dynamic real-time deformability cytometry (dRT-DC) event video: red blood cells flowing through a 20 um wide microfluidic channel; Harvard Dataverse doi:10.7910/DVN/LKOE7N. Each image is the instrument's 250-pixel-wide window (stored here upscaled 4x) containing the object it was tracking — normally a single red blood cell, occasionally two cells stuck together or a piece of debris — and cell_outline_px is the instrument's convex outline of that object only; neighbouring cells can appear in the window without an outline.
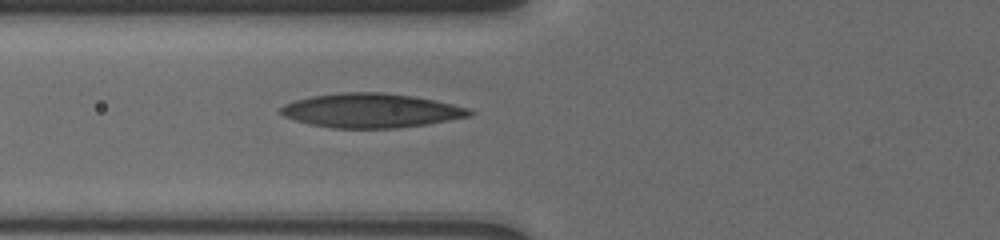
{"species": "human", "species_latin": "Homo sapiens", "temperature_condition": "cold", "stored_images_in_passage": 9, "camera_frame_rate_fps": 3000, "um_per_image_px": 0.085, "donor": {"sex": "male"}, "frame": {"image": 1, "passage_image": 9, "time_ms": 6.0, "image_size_px": [1000, 240], "cell_outline_px": [[476, 112], [468, 116], [428, 124], [396, 128], [332, 128], [312, 124], [296, 120], [284, 116], [276, 112], [284, 104], [296, 100], [312, 96], [340, 92], [384, 92], [412, 96], [436, 100], [468, 108]], "centroid_in_image_um": [31.53, 9.39], "position_along_channel_um": 94.3, "area_um2": 37.63}}